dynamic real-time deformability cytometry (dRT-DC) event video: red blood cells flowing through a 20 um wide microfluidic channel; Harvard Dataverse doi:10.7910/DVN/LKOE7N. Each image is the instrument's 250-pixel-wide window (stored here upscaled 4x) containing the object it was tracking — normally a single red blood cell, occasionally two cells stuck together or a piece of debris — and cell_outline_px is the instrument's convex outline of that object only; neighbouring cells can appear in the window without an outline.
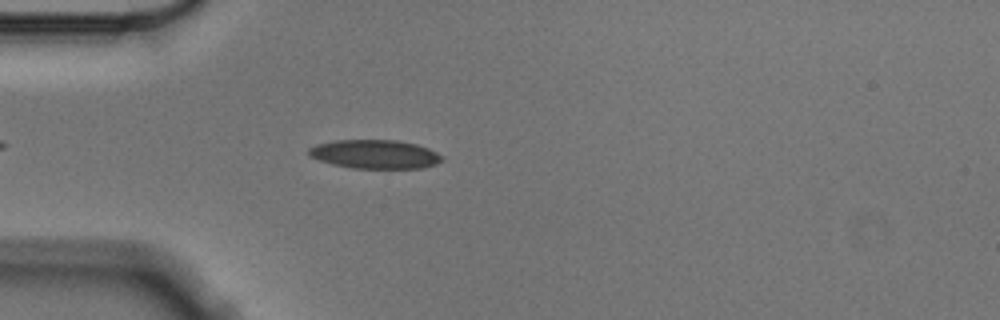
{"species": "Egyptian fruit bat (a non-hibernating species)", "species_latin": "Rousettus aegyptiacus", "temperature_condition": "cold", "stored_images_in_passage": 48, "camera_frame_rate_fps": 3000, "um_per_image_px": 0.085, "animal": {"sex": "male"}, "frame": {"image": 1, "passage_image": 8, "time_ms": 2.333, "image_size_px": [1000, 320], "cell_outline_px": [[444, 160], [436, 164], [424, 168], [352, 168], [332, 164], [308, 156], [308, 148], [316, 144], [336, 140], [400, 140], [416, 144], [428, 148], [444, 156]], "centroid_in_image_um": [31.89, 13.1], "position_along_channel_um": 53.1, "area_um2": 22.54}}
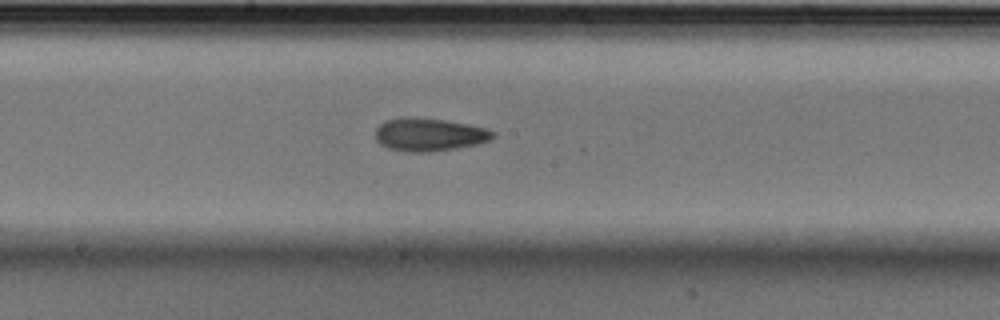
{"frame": {"image": 2, "passage_image": 22, "time_ms": 7.0, "image_size_px": [1000, 320], "cell_outline_px": [[496, 136], [488, 140], [476, 144], [456, 148], [428, 152], [408, 152], [388, 148], [380, 144], [376, 140], [376, 128], [384, 120], [408, 116], [444, 120], [468, 124], [484, 128], [496, 132]], "centroid_in_image_um": [36.45, 11.43], "position_along_channel_um": 211.7, "area_um2": 22.6}}
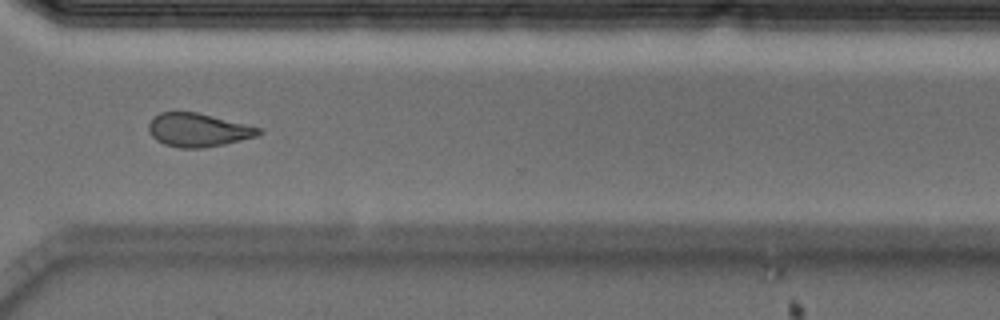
{"frame": {"image": 3, "passage_image": 34, "time_ms": 11.0, "image_size_px": [1000, 320], "cell_outline_px": [[264, 132], [256, 136], [224, 144], [200, 148], [180, 148], [164, 144], [156, 140], [148, 132], [148, 124], [160, 112], [196, 112], [260, 128]], "centroid_in_image_um": [16.81, 11.06], "position_along_channel_um": 353.8, "area_um2": 21.15}, "authors_computed_cell_mechanics": {"area_um2": 21.8484, "velocity_mm_per_s": 3.5556, "shape_relaxation_time_tau1_ms": 4.9659, "shape_relaxation_time_tau2_ms": 3.7253, "deformation_change_tau1": 0.1242, "deformation_change_tau2": 0.1111}}